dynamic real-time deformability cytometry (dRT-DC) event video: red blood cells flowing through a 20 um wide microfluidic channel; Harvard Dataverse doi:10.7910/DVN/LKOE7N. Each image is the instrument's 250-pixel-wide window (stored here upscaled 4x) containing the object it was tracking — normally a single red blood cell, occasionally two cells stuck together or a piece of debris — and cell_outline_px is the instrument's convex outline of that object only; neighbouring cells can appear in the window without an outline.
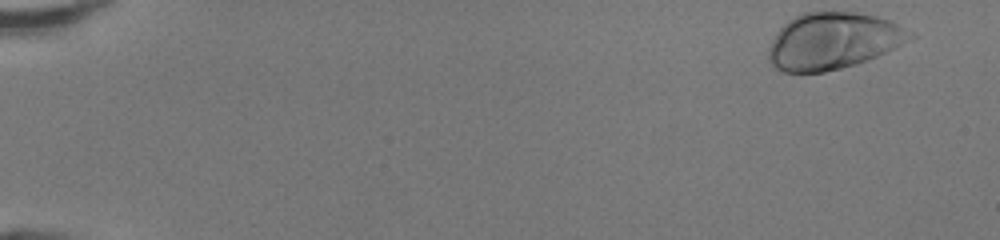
{"species": "human", "species_latin": "Homo sapiens", "temperature_condition": "room temperature", "stored_images_in_passage": 47, "camera_frame_rate_fps": 3000, "um_per_image_px": 0.085, "donor": {"sex": "female"}, "frame": {"image": 1, "passage_image": 1, "time_ms": 0.0, "image_size_px": [1000, 240], "cell_outline_px": [[916, 36], [876, 56], [856, 64], [824, 72], [784, 72], [776, 68], [768, 60], [768, 48], [772, 40], [780, 28], [788, 20], [804, 12], [856, 12], [876, 16], [892, 20], [916, 32]], "centroid_in_image_um": [70.82, 3.47], "position_along_channel_um": 14.2, "area_um2": 46.64}}
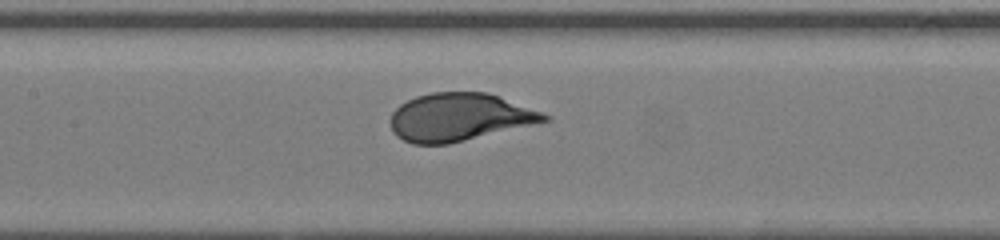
{"frame": {"image": 2, "passage_image": 23, "time_ms": 7.333, "image_size_px": [1000, 240], "cell_outline_px": [[552, 120], [448, 144], [412, 144], [396, 136], [392, 132], [388, 120], [392, 112], [400, 104], [416, 96], [432, 92], [488, 92], [552, 116]], "centroid_in_image_um": [39.01, 9.96], "position_along_channel_um": 168.4, "area_um2": 43.0}}
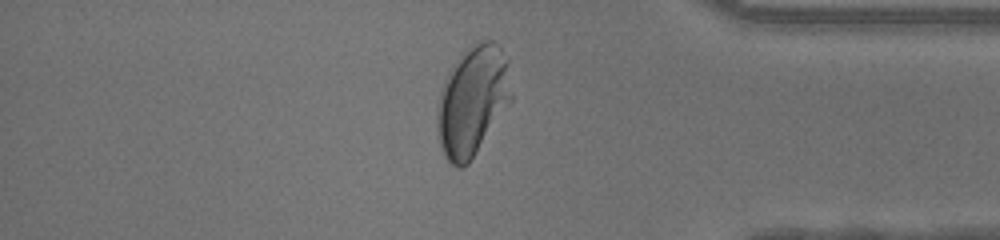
{"frame": {"image": 3, "passage_image": 40, "time_ms": 13.0, "image_size_px": [1000, 240], "cell_outline_px": [[512, 100], [468, 164], [460, 168], [456, 168], [444, 156], [440, 148], [436, 128], [436, 116], [440, 88], [448, 72], [456, 60], [472, 44], [484, 40], [496, 40], [500, 44], [508, 56], [512, 96]], "centroid_in_image_um": [40.17, 8.54], "position_along_channel_um": 395.0, "area_um2": 48.03}, "authors_computed_cell_mechanics": {"area_um2": 43.8124, "velocity_mm_per_s": 4.2797, "shape_relaxation_time_tau1_ms": 2.7382, "shape_relaxation_time_tau2_ms": null, "deformation_change_tau1": 0.1635, "deformation_change_tau2": null}}